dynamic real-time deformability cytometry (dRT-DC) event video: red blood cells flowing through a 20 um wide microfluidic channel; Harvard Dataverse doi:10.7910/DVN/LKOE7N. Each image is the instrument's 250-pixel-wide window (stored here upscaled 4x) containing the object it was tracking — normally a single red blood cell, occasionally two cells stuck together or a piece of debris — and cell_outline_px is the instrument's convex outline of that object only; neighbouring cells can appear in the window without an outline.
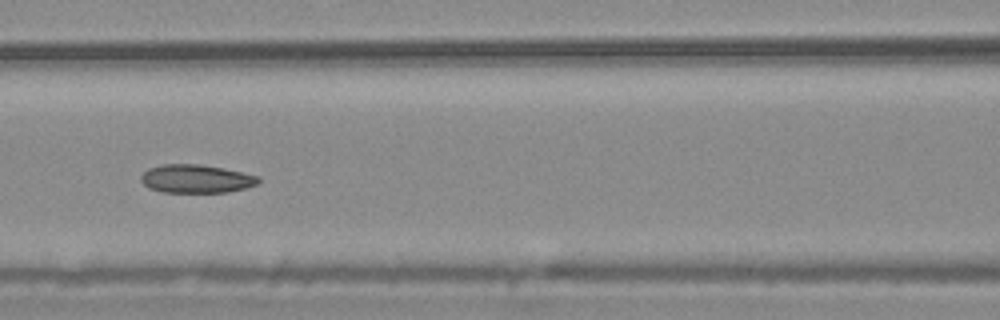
{"species": "common noctule bat (a hibernating species)", "species_latin": "Nyctalus noctula", "temperature_condition": "warm", "stored_images_in_passage": 9, "camera_frame_rate_fps": 3000, "um_per_image_px": 0.085, "animal": {"sex": "male", "body_mass_g": 20.4}, "frame": {"image": 1, "passage_image": 6, "time_ms": 1.667, "image_size_px": [1000, 320], "cell_outline_px": [[260, 180], [256, 184], [244, 188], [228, 192], [164, 192], [148, 188], [140, 180], [140, 176], [148, 168], [164, 164], [196, 164], [224, 168], [260, 176]], "centroid_in_image_um": [16.66, 15.19], "position_along_channel_um": 149.9, "area_um2": 19.36}}
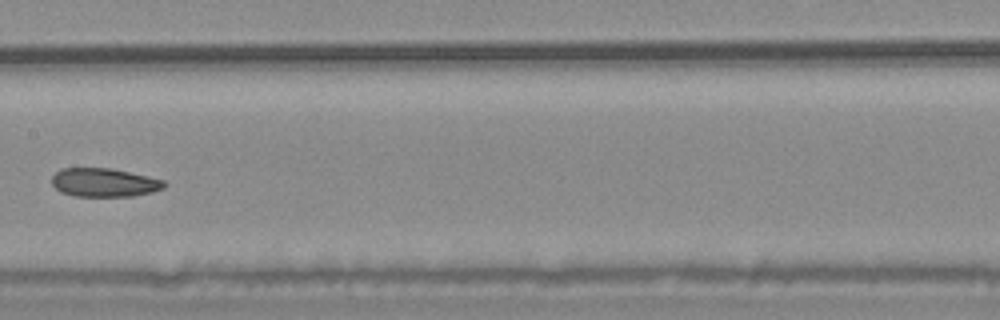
{"frame": {"image": 2, "passage_image": 7, "time_ms": 2.0, "image_size_px": [1000, 320], "cell_outline_px": [[168, 184], [164, 188], [152, 192], [132, 196], [76, 196], [60, 192], [52, 184], [52, 176], [60, 168], [112, 168], [148, 176], [164, 180]], "centroid_in_image_um": [8.87, 15.51], "position_along_channel_um": 198.5, "area_um2": 18.84}}
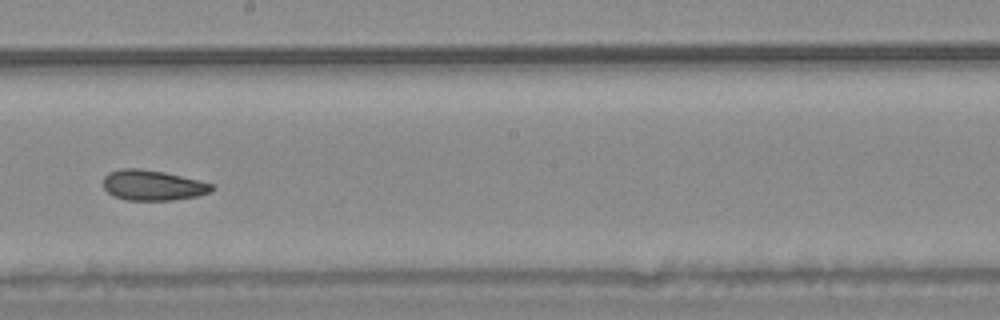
{"frame": {"image": 3, "passage_image": 8, "time_ms": 2.333, "image_size_px": [1000, 320], "cell_outline_px": [[216, 188], [208, 192], [196, 196], [172, 200], [128, 200], [112, 196], [104, 188], [104, 176], [108, 172], [120, 168], [140, 168], [164, 172], [200, 180], [216, 184]], "centroid_in_image_um": [12.99, 15.74], "position_along_channel_um": 235.2, "area_um2": 19.36}}